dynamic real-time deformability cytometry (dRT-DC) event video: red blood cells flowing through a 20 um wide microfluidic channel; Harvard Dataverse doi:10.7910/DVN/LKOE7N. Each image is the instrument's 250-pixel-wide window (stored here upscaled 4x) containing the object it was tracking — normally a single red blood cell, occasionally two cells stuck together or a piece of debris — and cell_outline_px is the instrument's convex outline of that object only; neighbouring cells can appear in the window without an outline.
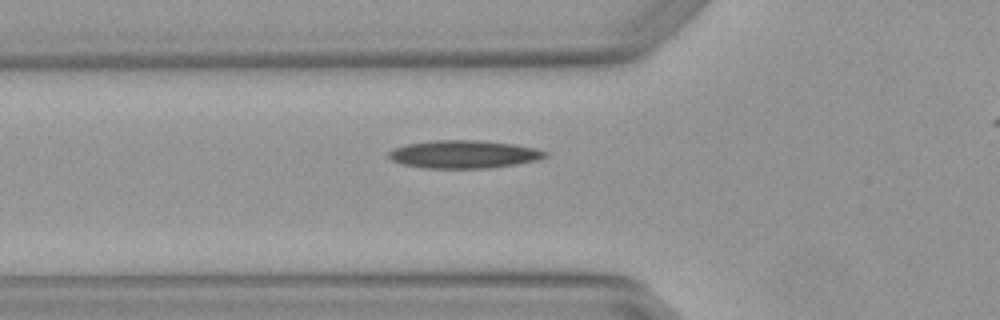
{"species": "Egyptian fruit bat (a non-hibernating species)", "species_latin": "Rousettus aegyptiacus", "temperature_condition": "warm", "stored_images_in_passage": 6, "segment_of_instrument_passage": [2, 2], "camera_frame_rate_fps": 3000, "um_per_image_px": 0.085, "animal": {"sex": "female"}, "frame": {"image": 1, "passage_image": 6, "time_ms": 1.667, "image_size_px": [1000, 320], "cell_outline_px": [[548, 156], [540, 160], [492, 168], [424, 168], [400, 164], [392, 160], [388, 156], [388, 152], [396, 148], [408, 144], [432, 140], [480, 140], [512, 144], [536, 148], [548, 152]], "centroid_in_image_um": [39.46, 13.12], "position_along_channel_um": 86.3, "area_um2": 25.61}}